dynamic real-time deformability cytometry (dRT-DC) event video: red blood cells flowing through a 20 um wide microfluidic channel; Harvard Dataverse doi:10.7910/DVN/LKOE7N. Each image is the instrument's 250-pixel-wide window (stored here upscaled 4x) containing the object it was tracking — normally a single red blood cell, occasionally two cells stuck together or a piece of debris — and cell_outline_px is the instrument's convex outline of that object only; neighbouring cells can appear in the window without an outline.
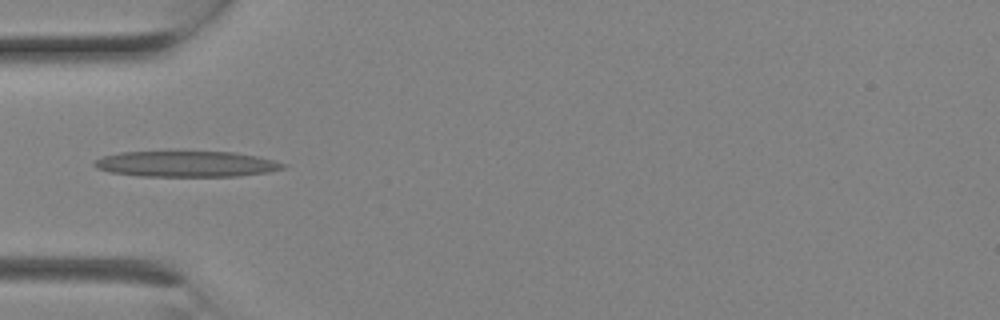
{"species": "Egyptian fruit bat (a non-hibernating species)", "species_latin": "Rousettus aegyptiacus", "temperature_condition": "room temperature", "stored_images_in_passage": 1, "camera_frame_rate_fps": 3000, "um_per_image_px": 0.085, "animal": {"sex": "female"}, "frame": {"image": 1, "passage_image": 1, "time_ms": 0.0, "image_size_px": [1000, 320], "cell_outline_px": [[288, 164], [284, 168], [268, 172], [236, 176], [140, 176], [108, 172], [96, 168], [92, 164], [96, 160], [104, 156], [120, 152], [236, 152], [256, 156]], "centroid_in_image_um": [15.82, 13.94], "position_along_channel_um": 69.2, "area_um2": 28.26}}